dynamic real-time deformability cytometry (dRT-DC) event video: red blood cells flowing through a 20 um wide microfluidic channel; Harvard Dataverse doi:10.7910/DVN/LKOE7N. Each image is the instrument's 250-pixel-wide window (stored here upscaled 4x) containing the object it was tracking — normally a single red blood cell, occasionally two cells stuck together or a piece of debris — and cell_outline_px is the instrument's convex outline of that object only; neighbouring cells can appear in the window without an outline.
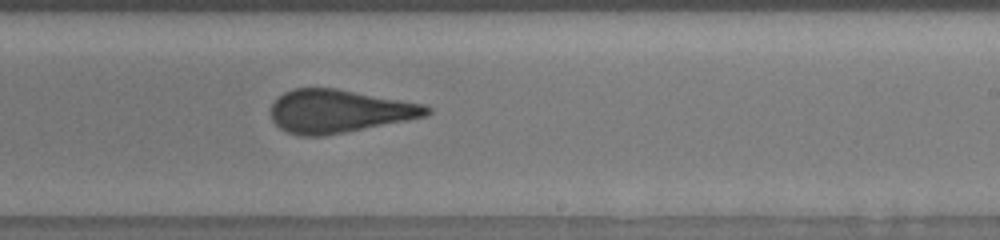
{"species": "human", "species_latin": "Homo sapiens", "temperature_condition": "room temperature", "stored_images_in_passage": 12, "camera_frame_rate_fps": 3000, "um_per_image_px": 0.085, "donor": {"sex": "male"}, "frame": {"image": 1, "passage_image": 12, "time_ms": 10.667, "image_size_px": [1000, 240], "cell_outline_px": [[432, 112], [424, 116], [408, 120], [324, 136], [300, 136], [288, 132], [280, 128], [272, 120], [268, 112], [272, 104], [284, 92], [292, 88], [336, 88], [424, 104], [432, 108]], "centroid_in_image_um": [28.79, 9.45], "position_along_channel_um": 260.2, "area_um2": 39.19}}